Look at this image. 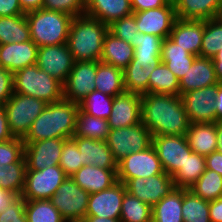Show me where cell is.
<instances>
[{
  "mask_svg": "<svg viewBox=\"0 0 222 222\" xmlns=\"http://www.w3.org/2000/svg\"><path fill=\"white\" fill-rule=\"evenodd\" d=\"M42 8L75 17L85 14L86 0H44Z\"/></svg>",
  "mask_w": 222,
  "mask_h": 222,
  "instance_id": "c3c4849f",
  "label": "cell"
},
{
  "mask_svg": "<svg viewBox=\"0 0 222 222\" xmlns=\"http://www.w3.org/2000/svg\"><path fill=\"white\" fill-rule=\"evenodd\" d=\"M66 177L59 165L43 170H26L21 196L25 200L50 199Z\"/></svg>",
  "mask_w": 222,
  "mask_h": 222,
  "instance_id": "9c48e42d",
  "label": "cell"
},
{
  "mask_svg": "<svg viewBox=\"0 0 222 222\" xmlns=\"http://www.w3.org/2000/svg\"><path fill=\"white\" fill-rule=\"evenodd\" d=\"M89 196L71 177H66L49 200L66 222H75L83 221L86 217Z\"/></svg>",
  "mask_w": 222,
  "mask_h": 222,
  "instance_id": "ba28073f",
  "label": "cell"
},
{
  "mask_svg": "<svg viewBox=\"0 0 222 222\" xmlns=\"http://www.w3.org/2000/svg\"><path fill=\"white\" fill-rule=\"evenodd\" d=\"M133 13L135 14L138 32L156 35L163 40L170 36L172 26L177 19L175 6L170 4Z\"/></svg>",
  "mask_w": 222,
  "mask_h": 222,
  "instance_id": "e0dca14e",
  "label": "cell"
},
{
  "mask_svg": "<svg viewBox=\"0 0 222 222\" xmlns=\"http://www.w3.org/2000/svg\"><path fill=\"white\" fill-rule=\"evenodd\" d=\"M25 144L22 138H13L0 142V166L15 163L26 162L24 158Z\"/></svg>",
  "mask_w": 222,
  "mask_h": 222,
  "instance_id": "bcb514c9",
  "label": "cell"
},
{
  "mask_svg": "<svg viewBox=\"0 0 222 222\" xmlns=\"http://www.w3.org/2000/svg\"><path fill=\"white\" fill-rule=\"evenodd\" d=\"M154 147L165 173L172 177L184 165V162L193 151L189 147L186 135L153 136Z\"/></svg>",
  "mask_w": 222,
  "mask_h": 222,
  "instance_id": "30bf717a",
  "label": "cell"
},
{
  "mask_svg": "<svg viewBox=\"0 0 222 222\" xmlns=\"http://www.w3.org/2000/svg\"><path fill=\"white\" fill-rule=\"evenodd\" d=\"M15 138L9 128L4 105H0V142Z\"/></svg>",
  "mask_w": 222,
  "mask_h": 222,
  "instance_id": "11a10c76",
  "label": "cell"
},
{
  "mask_svg": "<svg viewBox=\"0 0 222 222\" xmlns=\"http://www.w3.org/2000/svg\"><path fill=\"white\" fill-rule=\"evenodd\" d=\"M176 17L181 20L205 21L222 16V0H179Z\"/></svg>",
  "mask_w": 222,
  "mask_h": 222,
  "instance_id": "484cf974",
  "label": "cell"
},
{
  "mask_svg": "<svg viewBox=\"0 0 222 222\" xmlns=\"http://www.w3.org/2000/svg\"><path fill=\"white\" fill-rule=\"evenodd\" d=\"M186 138L194 153L207 156L216 151L217 133L215 123H190Z\"/></svg>",
  "mask_w": 222,
  "mask_h": 222,
  "instance_id": "83f0119b",
  "label": "cell"
},
{
  "mask_svg": "<svg viewBox=\"0 0 222 222\" xmlns=\"http://www.w3.org/2000/svg\"><path fill=\"white\" fill-rule=\"evenodd\" d=\"M182 218L183 222H211L209 201L186 189L182 193Z\"/></svg>",
  "mask_w": 222,
  "mask_h": 222,
  "instance_id": "74e56055",
  "label": "cell"
},
{
  "mask_svg": "<svg viewBox=\"0 0 222 222\" xmlns=\"http://www.w3.org/2000/svg\"><path fill=\"white\" fill-rule=\"evenodd\" d=\"M134 58V47L109 31L105 35L100 61L124 70Z\"/></svg>",
  "mask_w": 222,
  "mask_h": 222,
  "instance_id": "f546056e",
  "label": "cell"
},
{
  "mask_svg": "<svg viewBox=\"0 0 222 222\" xmlns=\"http://www.w3.org/2000/svg\"><path fill=\"white\" fill-rule=\"evenodd\" d=\"M133 12H141L148 9L168 5L165 0H131Z\"/></svg>",
  "mask_w": 222,
  "mask_h": 222,
  "instance_id": "f5cc1de1",
  "label": "cell"
},
{
  "mask_svg": "<svg viewBox=\"0 0 222 222\" xmlns=\"http://www.w3.org/2000/svg\"><path fill=\"white\" fill-rule=\"evenodd\" d=\"M110 127L107 119L97 118L79 108L73 137L107 140Z\"/></svg>",
  "mask_w": 222,
  "mask_h": 222,
  "instance_id": "836d02e7",
  "label": "cell"
},
{
  "mask_svg": "<svg viewBox=\"0 0 222 222\" xmlns=\"http://www.w3.org/2000/svg\"><path fill=\"white\" fill-rule=\"evenodd\" d=\"M214 64V69L220 84H222V45L218 54L212 59Z\"/></svg>",
  "mask_w": 222,
  "mask_h": 222,
  "instance_id": "94428289",
  "label": "cell"
},
{
  "mask_svg": "<svg viewBox=\"0 0 222 222\" xmlns=\"http://www.w3.org/2000/svg\"><path fill=\"white\" fill-rule=\"evenodd\" d=\"M220 83L188 91L181 95L190 123H215V101Z\"/></svg>",
  "mask_w": 222,
  "mask_h": 222,
  "instance_id": "7c38bea8",
  "label": "cell"
},
{
  "mask_svg": "<svg viewBox=\"0 0 222 222\" xmlns=\"http://www.w3.org/2000/svg\"><path fill=\"white\" fill-rule=\"evenodd\" d=\"M132 13L131 0H86L85 14L107 26Z\"/></svg>",
  "mask_w": 222,
  "mask_h": 222,
  "instance_id": "d4e9b609",
  "label": "cell"
},
{
  "mask_svg": "<svg viewBox=\"0 0 222 222\" xmlns=\"http://www.w3.org/2000/svg\"><path fill=\"white\" fill-rule=\"evenodd\" d=\"M47 103L44 100L13 93L4 107L9 128L14 137L24 138L33 121L42 113Z\"/></svg>",
  "mask_w": 222,
  "mask_h": 222,
  "instance_id": "8992f818",
  "label": "cell"
},
{
  "mask_svg": "<svg viewBox=\"0 0 222 222\" xmlns=\"http://www.w3.org/2000/svg\"><path fill=\"white\" fill-rule=\"evenodd\" d=\"M114 97L94 90L89 93L80 103L79 108L97 118L108 119L112 110Z\"/></svg>",
  "mask_w": 222,
  "mask_h": 222,
  "instance_id": "ee69618b",
  "label": "cell"
},
{
  "mask_svg": "<svg viewBox=\"0 0 222 222\" xmlns=\"http://www.w3.org/2000/svg\"><path fill=\"white\" fill-rule=\"evenodd\" d=\"M204 21L176 19L170 38L190 54L200 56Z\"/></svg>",
  "mask_w": 222,
  "mask_h": 222,
  "instance_id": "cb8c5ba5",
  "label": "cell"
},
{
  "mask_svg": "<svg viewBox=\"0 0 222 222\" xmlns=\"http://www.w3.org/2000/svg\"><path fill=\"white\" fill-rule=\"evenodd\" d=\"M121 222H152V207L125 193L121 204Z\"/></svg>",
  "mask_w": 222,
  "mask_h": 222,
  "instance_id": "b9f144b4",
  "label": "cell"
},
{
  "mask_svg": "<svg viewBox=\"0 0 222 222\" xmlns=\"http://www.w3.org/2000/svg\"><path fill=\"white\" fill-rule=\"evenodd\" d=\"M95 90L115 97L125 92L123 70L113 65L97 61Z\"/></svg>",
  "mask_w": 222,
  "mask_h": 222,
  "instance_id": "1f68e13d",
  "label": "cell"
},
{
  "mask_svg": "<svg viewBox=\"0 0 222 222\" xmlns=\"http://www.w3.org/2000/svg\"><path fill=\"white\" fill-rule=\"evenodd\" d=\"M219 83L211 58L197 56L190 69L179 80L180 96L188 91Z\"/></svg>",
  "mask_w": 222,
  "mask_h": 222,
  "instance_id": "7402d4cb",
  "label": "cell"
},
{
  "mask_svg": "<svg viewBox=\"0 0 222 222\" xmlns=\"http://www.w3.org/2000/svg\"><path fill=\"white\" fill-rule=\"evenodd\" d=\"M160 63L138 60L135 57L123 70L124 86L126 92H134L140 95L148 93V80L151 72Z\"/></svg>",
  "mask_w": 222,
  "mask_h": 222,
  "instance_id": "f1b7e54d",
  "label": "cell"
},
{
  "mask_svg": "<svg viewBox=\"0 0 222 222\" xmlns=\"http://www.w3.org/2000/svg\"><path fill=\"white\" fill-rule=\"evenodd\" d=\"M97 61H76L63 84V98L79 104L95 90Z\"/></svg>",
  "mask_w": 222,
  "mask_h": 222,
  "instance_id": "4fadbf2b",
  "label": "cell"
},
{
  "mask_svg": "<svg viewBox=\"0 0 222 222\" xmlns=\"http://www.w3.org/2000/svg\"><path fill=\"white\" fill-rule=\"evenodd\" d=\"M38 48L32 40L0 45V68L14 74L26 66L36 65Z\"/></svg>",
  "mask_w": 222,
  "mask_h": 222,
  "instance_id": "ffe728a7",
  "label": "cell"
},
{
  "mask_svg": "<svg viewBox=\"0 0 222 222\" xmlns=\"http://www.w3.org/2000/svg\"><path fill=\"white\" fill-rule=\"evenodd\" d=\"M44 0H19L22 10L26 13L32 10L42 9Z\"/></svg>",
  "mask_w": 222,
  "mask_h": 222,
  "instance_id": "680465c9",
  "label": "cell"
},
{
  "mask_svg": "<svg viewBox=\"0 0 222 222\" xmlns=\"http://www.w3.org/2000/svg\"><path fill=\"white\" fill-rule=\"evenodd\" d=\"M31 40L26 14L0 17V45Z\"/></svg>",
  "mask_w": 222,
  "mask_h": 222,
  "instance_id": "d6a6232c",
  "label": "cell"
},
{
  "mask_svg": "<svg viewBox=\"0 0 222 222\" xmlns=\"http://www.w3.org/2000/svg\"><path fill=\"white\" fill-rule=\"evenodd\" d=\"M126 192L125 184L118 181L108 189L90 194L86 216L120 219L121 204Z\"/></svg>",
  "mask_w": 222,
  "mask_h": 222,
  "instance_id": "ac0fdd59",
  "label": "cell"
},
{
  "mask_svg": "<svg viewBox=\"0 0 222 222\" xmlns=\"http://www.w3.org/2000/svg\"><path fill=\"white\" fill-rule=\"evenodd\" d=\"M28 222H66L49 199L25 200Z\"/></svg>",
  "mask_w": 222,
  "mask_h": 222,
  "instance_id": "60d3db41",
  "label": "cell"
},
{
  "mask_svg": "<svg viewBox=\"0 0 222 222\" xmlns=\"http://www.w3.org/2000/svg\"><path fill=\"white\" fill-rule=\"evenodd\" d=\"M167 4L175 6L179 0H165Z\"/></svg>",
  "mask_w": 222,
  "mask_h": 222,
  "instance_id": "e7e4bbea",
  "label": "cell"
},
{
  "mask_svg": "<svg viewBox=\"0 0 222 222\" xmlns=\"http://www.w3.org/2000/svg\"><path fill=\"white\" fill-rule=\"evenodd\" d=\"M189 190L204 200H216L222 197V176L213 170L205 169Z\"/></svg>",
  "mask_w": 222,
  "mask_h": 222,
  "instance_id": "7bdbcfd3",
  "label": "cell"
},
{
  "mask_svg": "<svg viewBox=\"0 0 222 222\" xmlns=\"http://www.w3.org/2000/svg\"><path fill=\"white\" fill-rule=\"evenodd\" d=\"M13 93L33 96L48 104L63 99V84L37 65H30L13 74Z\"/></svg>",
  "mask_w": 222,
  "mask_h": 222,
  "instance_id": "5b68a950",
  "label": "cell"
},
{
  "mask_svg": "<svg viewBox=\"0 0 222 222\" xmlns=\"http://www.w3.org/2000/svg\"><path fill=\"white\" fill-rule=\"evenodd\" d=\"M107 120L110 129L125 128L141 123V95L125 91L115 96Z\"/></svg>",
  "mask_w": 222,
  "mask_h": 222,
  "instance_id": "d6986e66",
  "label": "cell"
},
{
  "mask_svg": "<svg viewBox=\"0 0 222 222\" xmlns=\"http://www.w3.org/2000/svg\"><path fill=\"white\" fill-rule=\"evenodd\" d=\"M209 215L211 222H222V197L209 201Z\"/></svg>",
  "mask_w": 222,
  "mask_h": 222,
  "instance_id": "9f6ffc18",
  "label": "cell"
},
{
  "mask_svg": "<svg viewBox=\"0 0 222 222\" xmlns=\"http://www.w3.org/2000/svg\"><path fill=\"white\" fill-rule=\"evenodd\" d=\"M72 139L80 151L82 166L92 165L104 169L118 168V163L105 140H93L86 137H72Z\"/></svg>",
  "mask_w": 222,
  "mask_h": 222,
  "instance_id": "44dd1931",
  "label": "cell"
},
{
  "mask_svg": "<svg viewBox=\"0 0 222 222\" xmlns=\"http://www.w3.org/2000/svg\"><path fill=\"white\" fill-rule=\"evenodd\" d=\"M13 94V73L9 70L0 68V105L11 98Z\"/></svg>",
  "mask_w": 222,
  "mask_h": 222,
  "instance_id": "f907efd6",
  "label": "cell"
},
{
  "mask_svg": "<svg viewBox=\"0 0 222 222\" xmlns=\"http://www.w3.org/2000/svg\"><path fill=\"white\" fill-rule=\"evenodd\" d=\"M26 14L19 0H0V17Z\"/></svg>",
  "mask_w": 222,
  "mask_h": 222,
  "instance_id": "816d5d0a",
  "label": "cell"
},
{
  "mask_svg": "<svg viewBox=\"0 0 222 222\" xmlns=\"http://www.w3.org/2000/svg\"><path fill=\"white\" fill-rule=\"evenodd\" d=\"M108 31L109 26L98 19L86 14L75 16L67 41L75 61H100Z\"/></svg>",
  "mask_w": 222,
  "mask_h": 222,
  "instance_id": "3957f363",
  "label": "cell"
},
{
  "mask_svg": "<svg viewBox=\"0 0 222 222\" xmlns=\"http://www.w3.org/2000/svg\"><path fill=\"white\" fill-rule=\"evenodd\" d=\"M205 156L192 152L172 177L176 188L189 189L205 172Z\"/></svg>",
  "mask_w": 222,
  "mask_h": 222,
  "instance_id": "d590c367",
  "label": "cell"
},
{
  "mask_svg": "<svg viewBox=\"0 0 222 222\" xmlns=\"http://www.w3.org/2000/svg\"><path fill=\"white\" fill-rule=\"evenodd\" d=\"M127 192L153 207L175 187L174 180L167 173L151 176L150 178L135 177L126 183Z\"/></svg>",
  "mask_w": 222,
  "mask_h": 222,
  "instance_id": "9a60e30c",
  "label": "cell"
},
{
  "mask_svg": "<svg viewBox=\"0 0 222 222\" xmlns=\"http://www.w3.org/2000/svg\"><path fill=\"white\" fill-rule=\"evenodd\" d=\"M148 93L180 96L179 79L164 63H160L150 74Z\"/></svg>",
  "mask_w": 222,
  "mask_h": 222,
  "instance_id": "e575fe53",
  "label": "cell"
},
{
  "mask_svg": "<svg viewBox=\"0 0 222 222\" xmlns=\"http://www.w3.org/2000/svg\"><path fill=\"white\" fill-rule=\"evenodd\" d=\"M15 193H12L10 191L4 190L0 186V213L4 211L5 208H7L10 203L17 197Z\"/></svg>",
  "mask_w": 222,
  "mask_h": 222,
  "instance_id": "6f0895ef",
  "label": "cell"
},
{
  "mask_svg": "<svg viewBox=\"0 0 222 222\" xmlns=\"http://www.w3.org/2000/svg\"><path fill=\"white\" fill-rule=\"evenodd\" d=\"M75 62L67 43L38 48L36 65L62 84L65 83Z\"/></svg>",
  "mask_w": 222,
  "mask_h": 222,
  "instance_id": "5bb4252c",
  "label": "cell"
},
{
  "mask_svg": "<svg viewBox=\"0 0 222 222\" xmlns=\"http://www.w3.org/2000/svg\"><path fill=\"white\" fill-rule=\"evenodd\" d=\"M160 159L153 146L144 151L132 153L118 162L117 179L119 182L126 183L129 179L163 174Z\"/></svg>",
  "mask_w": 222,
  "mask_h": 222,
  "instance_id": "8fae6325",
  "label": "cell"
},
{
  "mask_svg": "<svg viewBox=\"0 0 222 222\" xmlns=\"http://www.w3.org/2000/svg\"><path fill=\"white\" fill-rule=\"evenodd\" d=\"M141 122L152 136L186 135L190 125L181 96L141 95Z\"/></svg>",
  "mask_w": 222,
  "mask_h": 222,
  "instance_id": "6da1fadb",
  "label": "cell"
},
{
  "mask_svg": "<svg viewBox=\"0 0 222 222\" xmlns=\"http://www.w3.org/2000/svg\"><path fill=\"white\" fill-rule=\"evenodd\" d=\"M217 148L216 151L222 152V122H216Z\"/></svg>",
  "mask_w": 222,
  "mask_h": 222,
  "instance_id": "be15d7a7",
  "label": "cell"
},
{
  "mask_svg": "<svg viewBox=\"0 0 222 222\" xmlns=\"http://www.w3.org/2000/svg\"><path fill=\"white\" fill-rule=\"evenodd\" d=\"M152 138L151 131L141 122L125 128L110 129L106 142L118 163L127 155L152 146Z\"/></svg>",
  "mask_w": 222,
  "mask_h": 222,
  "instance_id": "52a82bcc",
  "label": "cell"
},
{
  "mask_svg": "<svg viewBox=\"0 0 222 222\" xmlns=\"http://www.w3.org/2000/svg\"><path fill=\"white\" fill-rule=\"evenodd\" d=\"M222 45V16L204 21L201 57L213 59Z\"/></svg>",
  "mask_w": 222,
  "mask_h": 222,
  "instance_id": "f35d334b",
  "label": "cell"
},
{
  "mask_svg": "<svg viewBox=\"0 0 222 222\" xmlns=\"http://www.w3.org/2000/svg\"><path fill=\"white\" fill-rule=\"evenodd\" d=\"M206 169L213 170L222 176V152L214 151L205 156Z\"/></svg>",
  "mask_w": 222,
  "mask_h": 222,
  "instance_id": "db71d44e",
  "label": "cell"
},
{
  "mask_svg": "<svg viewBox=\"0 0 222 222\" xmlns=\"http://www.w3.org/2000/svg\"><path fill=\"white\" fill-rule=\"evenodd\" d=\"M160 57L162 63L166 64L180 80L190 69L197 56L190 54L170 37H167L162 41Z\"/></svg>",
  "mask_w": 222,
  "mask_h": 222,
  "instance_id": "4316f807",
  "label": "cell"
},
{
  "mask_svg": "<svg viewBox=\"0 0 222 222\" xmlns=\"http://www.w3.org/2000/svg\"><path fill=\"white\" fill-rule=\"evenodd\" d=\"M59 166L67 177H71L82 167L80 151L78 150L76 142L72 138L66 139L64 142Z\"/></svg>",
  "mask_w": 222,
  "mask_h": 222,
  "instance_id": "f6af8a7d",
  "label": "cell"
},
{
  "mask_svg": "<svg viewBox=\"0 0 222 222\" xmlns=\"http://www.w3.org/2000/svg\"><path fill=\"white\" fill-rule=\"evenodd\" d=\"M0 222H28L25 213V199L17 196L10 205L0 213Z\"/></svg>",
  "mask_w": 222,
  "mask_h": 222,
  "instance_id": "681fc988",
  "label": "cell"
},
{
  "mask_svg": "<svg viewBox=\"0 0 222 222\" xmlns=\"http://www.w3.org/2000/svg\"><path fill=\"white\" fill-rule=\"evenodd\" d=\"M215 111L216 122H222V84H219L217 87Z\"/></svg>",
  "mask_w": 222,
  "mask_h": 222,
  "instance_id": "91938a15",
  "label": "cell"
},
{
  "mask_svg": "<svg viewBox=\"0 0 222 222\" xmlns=\"http://www.w3.org/2000/svg\"><path fill=\"white\" fill-rule=\"evenodd\" d=\"M71 178L89 194L100 192L118 182L117 169H104L92 165H84Z\"/></svg>",
  "mask_w": 222,
  "mask_h": 222,
  "instance_id": "603a6c76",
  "label": "cell"
},
{
  "mask_svg": "<svg viewBox=\"0 0 222 222\" xmlns=\"http://www.w3.org/2000/svg\"><path fill=\"white\" fill-rule=\"evenodd\" d=\"M73 18L66 13L43 8L26 12L31 40L38 47L66 44Z\"/></svg>",
  "mask_w": 222,
  "mask_h": 222,
  "instance_id": "277c9868",
  "label": "cell"
},
{
  "mask_svg": "<svg viewBox=\"0 0 222 222\" xmlns=\"http://www.w3.org/2000/svg\"><path fill=\"white\" fill-rule=\"evenodd\" d=\"M83 222H121L120 219L101 218L96 216H86Z\"/></svg>",
  "mask_w": 222,
  "mask_h": 222,
  "instance_id": "6125c7cd",
  "label": "cell"
},
{
  "mask_svg": "<svg viewBox=\"0 0 222 222\" xmlns=\"http://www.w3.org/2000/svg\"><path fill=\"white\" fill-rule=\"evenodd\" d=\"M26 162H15L0 166V186L2 189L21 196L25 185Z\"/></svg>",
  "mask_w": 222,
  "mask_h": 222,
  "instance_id": "ab89813d",
  "label": "cell"
},
{
  "mask_svg": "<svg viewBox=\"0 0 222 222\" xmlns=\"http://www.w3.org/2000/svg\"><path fill=\"white\" fill-rule=\"evenodd\" d=\"M185 188H174L152 207V222H183L182 193Z\"/></svg>",
  "mask_w": 222,
  "mask_h": 222,
  "instance_id": "4dcf8cb0",
  "label": "cell"
},
{
  "mask_svg": "<svg viewBox=\"0 0 222 222\" xmlns=\"http://www.w3.org/2000/svg\"><path fill=\"white\" fill-rule=\"evenodd\" d=\"M79 104L61 99L48 103L41 114L33 121L23 142L74 136Z\"/></svg>",
  "mask_w": 222,
  "mask_h": 222,
  "instance_id": "7a4b0ae2",
  "label": "cell"
},
{
  "mask_svg": "<svg viewBox=\"0 0 222 222\" xmlns=\"http://www.w3.org/2000/svg\"><path fill=\"white\" fill-rule=\"evenodd\" d=\"M163 39L152 34L138 32V36L130 41L134 47V57L138 60L161 63V46Z\"/></svg>",
  "mask_w": 222,
  "mask_h": 222,
  "instance_id": "8d00e7d4",
  "label": "cell"
},
{
  "mask_svg": "<svg viewBox=\"0 0 222 222\" xmlns=\"http://www.w3.org/2000/svg\"><path fill=\"white\" fill-rule=\"evenodd\" d=\"M66 139L53 138L36 142H24V158L27 170H43L59 165Z\"/></svg>",
  "mask_w": 222,
  "mask_h": 222,
  "instance_id": "2e32d148",
  "label": "cell"
},
{
  "mask_svg": "<svg viewBox=\"0 0 222 222\" xmlns=\"http://www.w3.org/2000/svg\"><path fill=\"white\" fill-rule=\"evenodd\" d=\"M109 32L116 38L128 43H130L132 39L136 40L138 36V26L136 25L135 14L132 13L120 20L114 21L109 25Z\"/></svg>",
  "mask_w": 222,
  "mask_h": 222,
  "instance_id": "7dc6e473",
  "label": "cell"
}]
</instances>
